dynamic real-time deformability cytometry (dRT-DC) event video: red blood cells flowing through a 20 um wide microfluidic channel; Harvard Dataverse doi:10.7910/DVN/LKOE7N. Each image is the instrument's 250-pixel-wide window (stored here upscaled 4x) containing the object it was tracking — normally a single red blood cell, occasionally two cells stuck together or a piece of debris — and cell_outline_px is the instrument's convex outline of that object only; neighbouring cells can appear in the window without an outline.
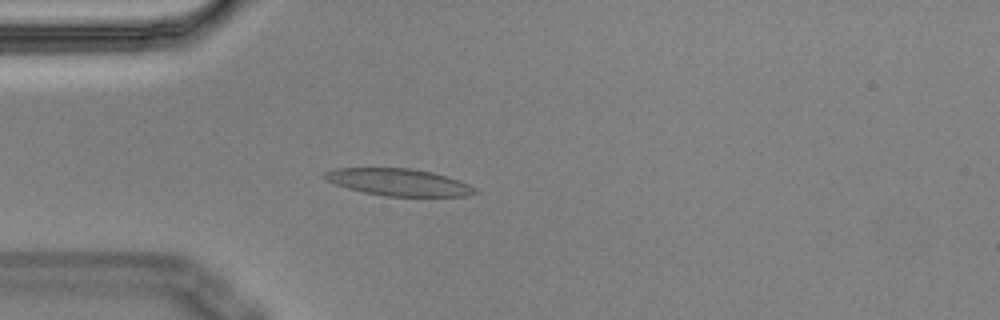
{"species": "Egyptian fruit bat (a non-hibernating species)", "species_latin": "Rousettus aegyptiacus", "temperature_condition": "cold", "stored_images_in_passage": 4, "camera_frame_rate_fps": 3000, "um_per_image_px": 0.085, "animal": {"sex": "male"}, "frame": {"image": 1, "passage_image": 3, "time_ms": 0.667, "image_size_px": [1000, 320], "cell_outline_px": [[480, 192], [468, 196], [384, 196], [364, 192], [348, 188], [324, 180], [324, 172], [336, 168], [412, 168], [432, 172], [448, 176], [460, 180], [476, 188]], "centroid_in_image_um": [33.92, 15.49], "position_along_channel_um": 51.1, "area_um2": 23.81}}